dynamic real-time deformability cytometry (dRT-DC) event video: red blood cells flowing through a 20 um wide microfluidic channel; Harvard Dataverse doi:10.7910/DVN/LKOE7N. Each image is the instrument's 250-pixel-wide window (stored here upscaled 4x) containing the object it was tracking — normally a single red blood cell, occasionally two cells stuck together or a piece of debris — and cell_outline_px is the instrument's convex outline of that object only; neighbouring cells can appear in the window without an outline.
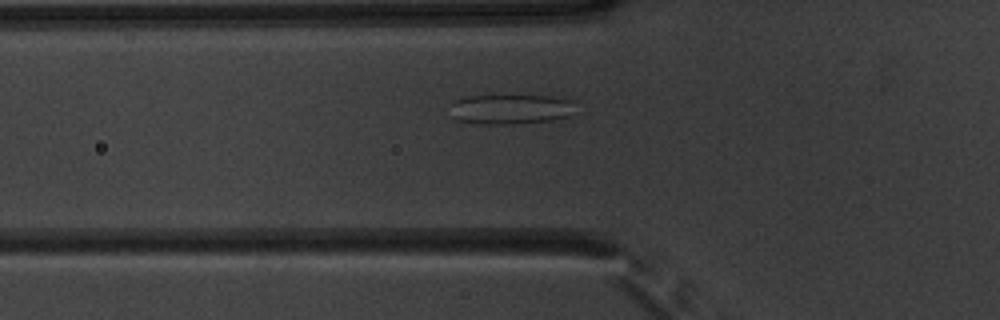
{"species": "common noctule bat (a hibernating species)", "species_latin": "Nyctalus noctula", "temperature_condition": "warm", "stored_images_in_passage": 47, "camera_frame_rate_fps": 3000, "um_per_image_px": 0.085, "animal": {"sex": "male", "body_mass_g": 20.1, "forearm_length_mm": 53.5}, "frame": {"image": 1, "passage_image": 14, "time_ms": 4.333, "image_size_px": [1000, 320], "cell_outline_px": [[572, 116], [552, 120], [516, 124], [484, 124], [456, 120], [452, 116], [448, 104], [452, 100], [460, 96], [552, 96], [572, 100]], "centroid_in_image_um": [43.32, 9.28], "position_along_channel_um": 82.5, "area_um2": 22.14}}
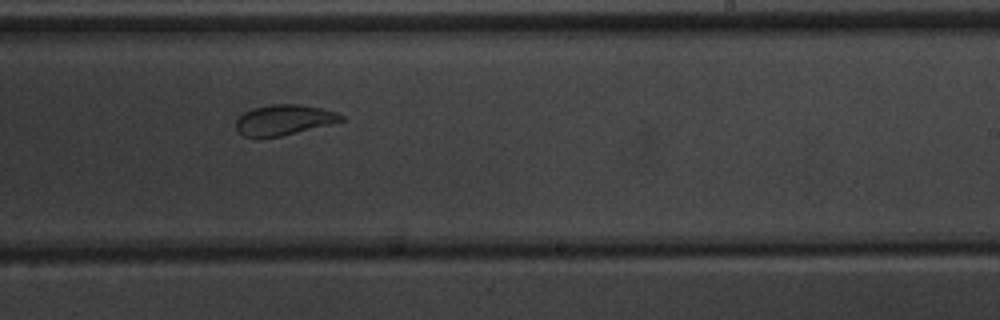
{"frame": {"image": 2, "passage_image": 28, "time_ms": 9.0, "image_size_px": [1000, 320], "cell_outline_px": [[344, 120], [280, 136], [260, 140], [256, 140], [240, 136], [236, 132], [236, 120], [244, 112], [252, 108], [272, 104], [300, 104], [320, 108], [336, 112], [344, 116]], "centroid_in_image_um": [24.02, 10.23], "position_along_channel_um": 265.0, "area_um2": 18.96}}
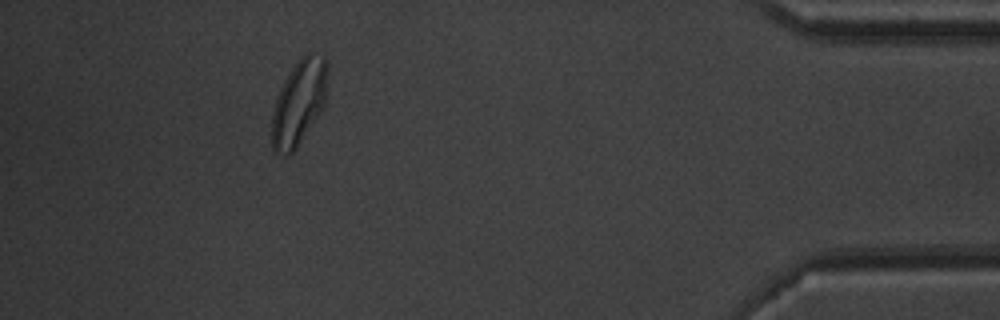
{"frame": {"image": 3, "passage_image": 43, "time_ms": 14.0, "image_size_px": [1000, 320], "cell_outline_px": [[328, 72], [324, 104], [320, 112], [296, 148], [288, 156], [284, 156], [276, 152], [272, 148], [272, 112], [280, 88], [288, 72], [300, 56], [304, 52], [312, 52], [324, 56], [328, 60]], "centroid_in_image_um": [25.41, 8.65], "position_along_channel_um": 409.8, "area_um2": 27.86}, "authors_computed_cell_mechanics": {"area_um2": 22.5998, "velocity_mm_per_s": 3.9002, "shape_relaxation_time_tau1_ms": 6.0656, "shape_relaxation_time_tau2_ms": 1.226, "deformation_change_tau1": 0.1337, "deformation_change_tau2": 0.0584}}